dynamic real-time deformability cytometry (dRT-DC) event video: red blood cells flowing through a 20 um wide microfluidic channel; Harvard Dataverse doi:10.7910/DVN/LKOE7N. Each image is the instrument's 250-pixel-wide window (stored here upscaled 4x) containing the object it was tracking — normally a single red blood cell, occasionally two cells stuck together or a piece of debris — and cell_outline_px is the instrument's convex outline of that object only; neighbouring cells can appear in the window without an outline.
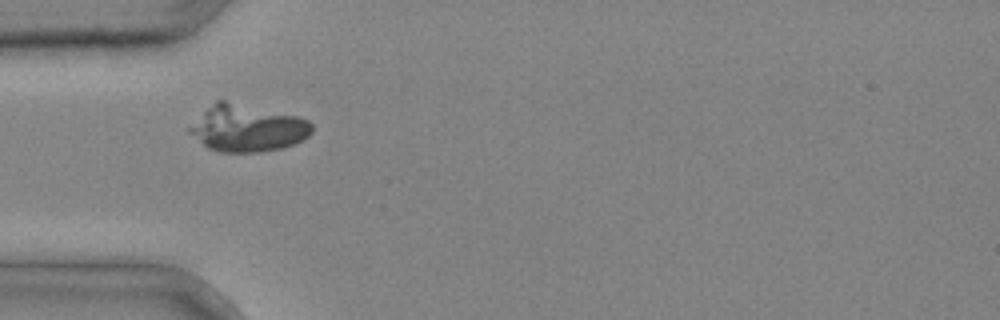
{"species": "common noctule bat (a hibernating species)", "species_latin": "Nyctalus noctula", "temperature_condition": "cold", "stored_images_in_passage": 1, "camera_frame_rate_fps": 3000, "um_per_image_px": 0.085, "animal": {"sex": "male", "body_mass_g": 20.4}, "frame": {"image": 1, "passage_image": 1, "time_ms": 0.0, "image_size_px": [1000, 320], "cell_outline_px": [[312, 132], [308, 136], [292, 144], [280, 148], [260, 152], [220, 152], [208, 148], [188, 132], [188, 128], [216, 100], [224, 100], [296, 116], [308, 120], [312, 124]], "centroid_in_image_um": [21.02, 10.91], "position_along_channel_um": 64.0, "area_um2": 32.77}}